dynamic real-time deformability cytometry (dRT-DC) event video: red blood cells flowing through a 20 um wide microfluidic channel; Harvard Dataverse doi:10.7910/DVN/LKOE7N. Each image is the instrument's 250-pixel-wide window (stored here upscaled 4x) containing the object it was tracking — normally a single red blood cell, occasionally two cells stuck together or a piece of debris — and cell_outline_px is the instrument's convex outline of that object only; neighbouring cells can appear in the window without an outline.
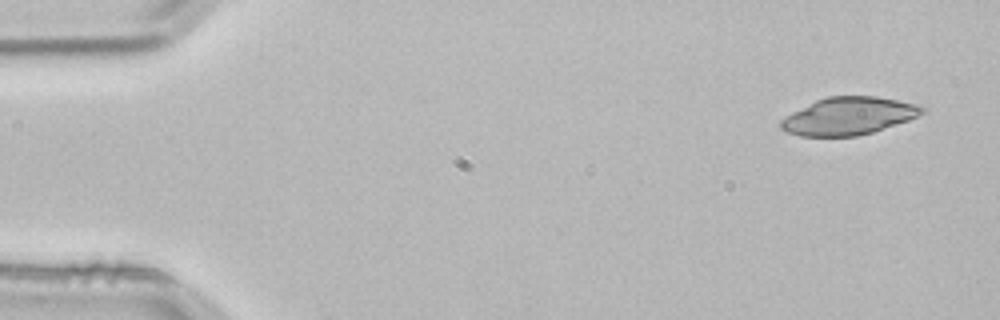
{"species": "common noctule bat (a hibernating species)", "species_latin": "Nyctalus noctula", "temperature_condition": "room temperature", "stored_images_in_passage": 3, "camera_frame_rate_fps": 3000, "um_per_image_px": 0.085, "animal": {"sex": "male", "body_mass_g": 21.5, "forearm_length_mm": 52.0}, "frame": {"image": 1, "passage_image": 1, "time_ms": 0.0, "image_size_px": [1000, 320], "cell_outline_px": [[928, 112], [908, 120], [872, 132], [856, 136], [800, 136], [788, 132], [780, 128], [780, 120], [792, 112], [816, 100], [828, 96], [876, 96], [920, 104], [928, 108]], "centroid_in_image_um": [72.18, 9.85], "position_along_channel_um": 12.8, "area_um2": 31.04}}